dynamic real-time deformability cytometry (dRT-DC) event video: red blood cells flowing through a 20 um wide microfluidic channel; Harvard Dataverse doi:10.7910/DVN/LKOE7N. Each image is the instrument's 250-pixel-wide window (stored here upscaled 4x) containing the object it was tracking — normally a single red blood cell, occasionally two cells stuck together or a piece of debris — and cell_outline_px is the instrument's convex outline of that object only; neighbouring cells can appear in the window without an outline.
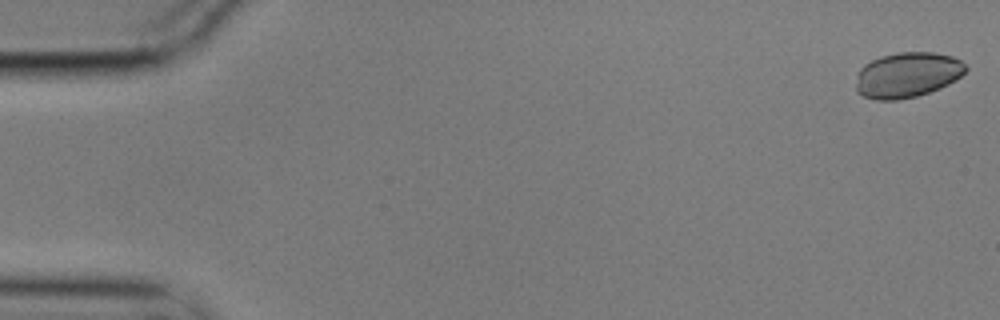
{"species": "common noctule bat (a hibernating species)", "species_latin": "Nyctalus noctula", "temperature_condition": "cold", "stored_images_in_passage": 57, "camera_frame_rate_fps": 3000, "um_per_image_px": 0.085, "animal": {"sex": "male", "body_mass_g": 17.9}, "frame": {"image": 1, "passage_image": 1, "time_ms": 0.0, "image_size_px": [1000, 320], "cell_outline_px": [[968, 68], [956, 80], [940, 88], [916, 96], [896, 100], [876, 100], [864, 96], [856, 92], [856, 84], [860, 68], [864, 64], [880, 56], [900, 52], [932, 52], [952, 56], [960, 60]], "centroid_in_image_um": [77.11, 6.36], "position_along_channel_um": 7.9, "area_um2": 28.9}}
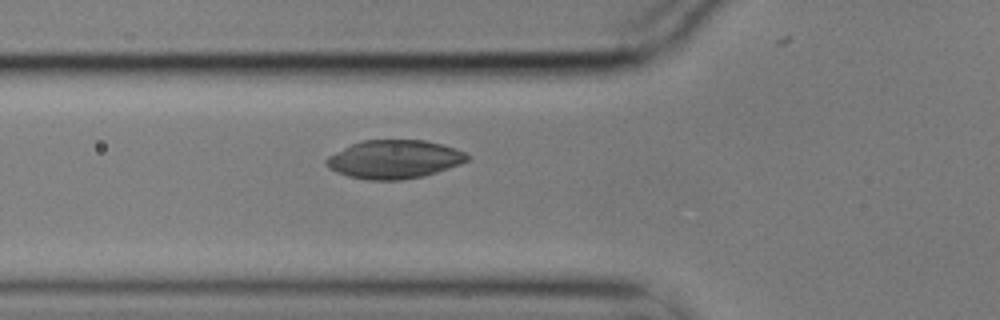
{"frame": {"image": 2, "passage_image": 20, "time_ms": 6.333, "image_size_px": [1000, 320], "cell_outline_px": [[468, 160], [460, 164], [424, 176], [400, 180], [368, 180], [348, 176], [336, 172], [328, 168], [324, 160], [328, 156], [352, 144], [364, 140], [424, 140], [456, 148], [464, 152], [468, 156]], "centroid_in_image_um": [33.49, 13.55], "position_along_channel_um": 92.3, "area_um2": 31.44}}
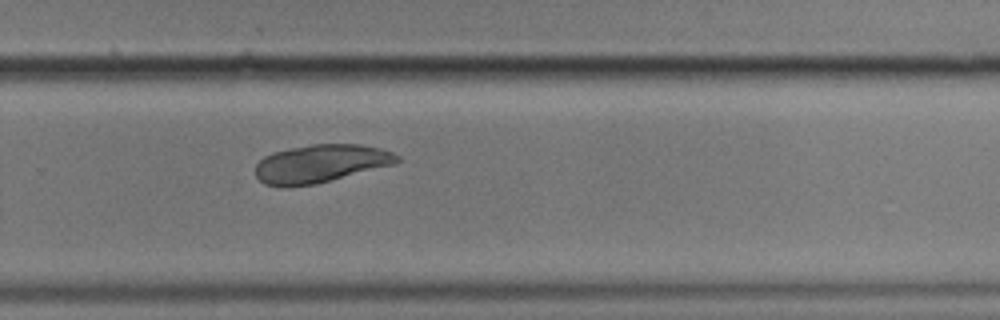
{"frame": {"image": 3, "passage_image": 38, "time_ms": 12.333, "image_size_px": [1000, 320], "cell_outline_px": [[400, 160], [396, 164], [316, 184], [284, 188], [280, 188], [264, 184], [256, 176], [256, 164], [264, 156], [272, 152], [312, 144], [360, 144], [380, 148], [392, 152], [400, 156]], "centroid_in_image_um": [27.25, 13.92], "position_along_channel_um": 302.6, "area_um2": 31.73}}